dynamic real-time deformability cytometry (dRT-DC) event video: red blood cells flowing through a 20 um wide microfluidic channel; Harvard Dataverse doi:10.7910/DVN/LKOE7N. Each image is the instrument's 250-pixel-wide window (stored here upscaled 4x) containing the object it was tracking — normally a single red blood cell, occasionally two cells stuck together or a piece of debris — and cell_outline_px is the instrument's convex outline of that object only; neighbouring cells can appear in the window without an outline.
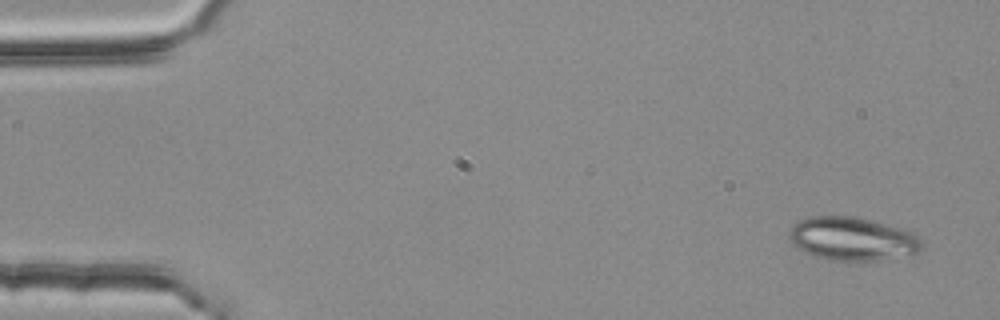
{"species": "common noctule bat (a hibernating species)", "species_latin": "Nyctalus noctula", "temperature_condition": "room temperature", "stored_images_in_passage": 51, "camera_frame_rate_fps": 3000, "um_per_image_px": 0.085, "animal": {"sex": "female", "body_mass_g": 25.1}, "frame": {"image": 1, "passage_image": 1, "time_ms": 0.0, "image_size_px": [1000, 320], "cell_outline_px": [[924, 244], [912, 256], [876, 260], [828, 260], [812, 256], [804, 252], [788, 236], [788, 232], [792, 224], [808, 216], [852, 216], [916, 232]], "centroid_in_image_um": [72.47, 20.3], "position_along_channel_um": 12.5, "area_um2": 33.64}}
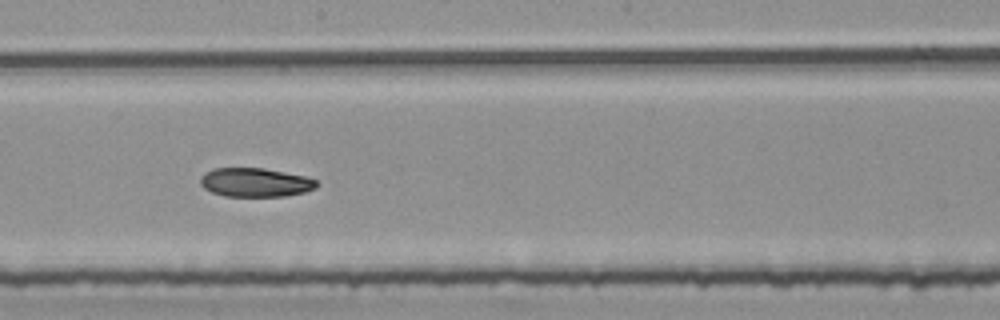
{"frame": {"image": 2, "passage_image": 28, "time_ms": 9.0, "image_size_px": [1000, 320], "cell_outline_px": [[320, 184], [316, 188], [304, 192], [284, 196], [224, 196], [212, 192], [204, 188], [200, 184], [200, 176], [204, 172], [212, 168], [264, 168], [304, 176], [316, 180]], "centroid_in_image_um": [21.68, 15.5], "position_along_channel_um": 226.5, "area_um2": 19.65}}
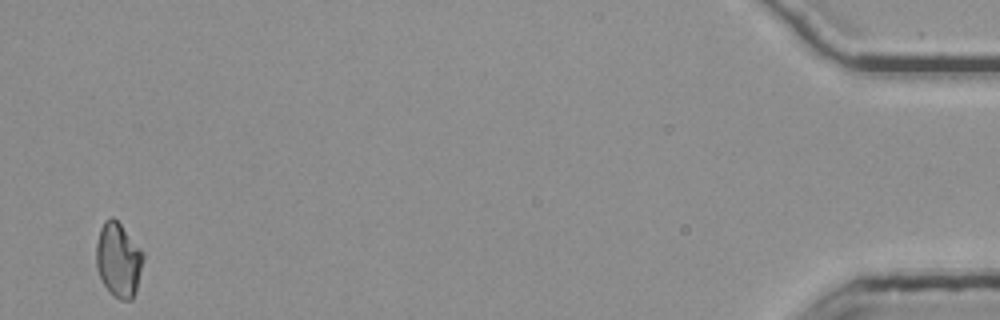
{"frame": {"image": 3, "passage_image": 51, "time_ms": 16.667, "image_size_px": [1000, 320], "cell_outline_px": [[144, 260], [136, 292], [132, 300], [120, 300], [112, 296], [100, 280], [96, 268], [96, 244], [100, 228], [104, 220], [112, 216], [120, 224], [144, 252]], "centroid_in_image_um": [10.06, 22.12], "position_along_channel_um": 425.1, "area_um2": 20.75}}